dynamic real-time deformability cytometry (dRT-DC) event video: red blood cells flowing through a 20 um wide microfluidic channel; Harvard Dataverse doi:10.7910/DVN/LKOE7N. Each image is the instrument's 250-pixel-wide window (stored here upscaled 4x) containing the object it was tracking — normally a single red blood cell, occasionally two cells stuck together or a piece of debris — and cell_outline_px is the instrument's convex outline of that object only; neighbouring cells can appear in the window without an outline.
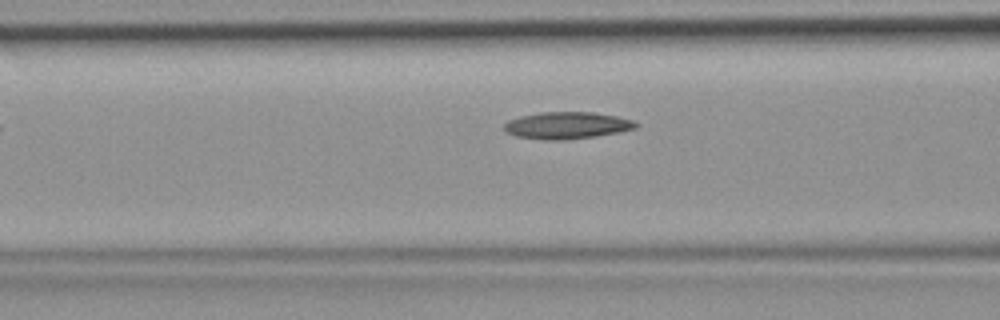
{"species": "common noctule bat (a hibernating species)", "species_latin": "Nyctalus noctula", "temperature_condition": "room temperature", "stored_images_in_passage": 12, "camera_frame_rate_fps": 3000, "um_per_image_px": 0.085, "animal": {"sex": "female", "body_mass_g": 19.9}, "frame": {"image": 1, "passage_image": 6, "time_ms": 1.667, "image_size_px": [1000, 320], "cell_outline_px": [[640, 124], [636, 128], [620, 132], [596, 136], [564, 140], [544, 140], [516, 136], [504, 132], [504, 124], [508, 120], [520, 116], [540, 112], [592, 112], [616, 116], [632, 120]], "centroid_in_image_um": [48.17, 10.66], "position_along_channel_um": 118.4, "area_um2": 20.81}}